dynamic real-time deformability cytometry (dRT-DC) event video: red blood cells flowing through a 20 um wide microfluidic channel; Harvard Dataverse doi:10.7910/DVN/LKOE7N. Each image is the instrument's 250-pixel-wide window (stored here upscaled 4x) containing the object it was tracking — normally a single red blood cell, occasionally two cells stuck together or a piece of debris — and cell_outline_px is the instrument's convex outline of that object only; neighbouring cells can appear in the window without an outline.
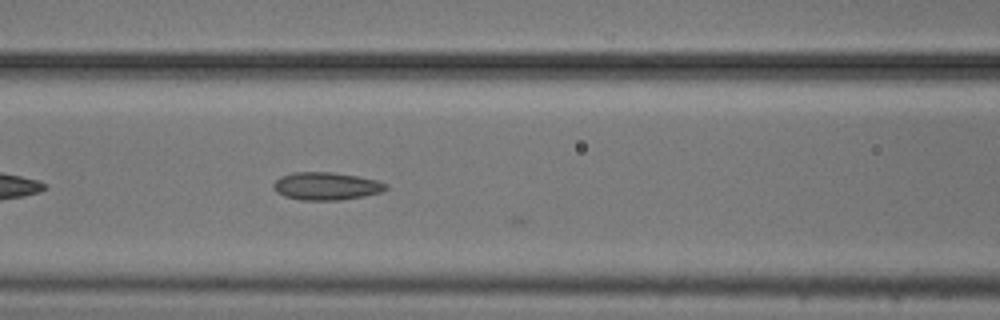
{"species": "common noctule bat (a hibernating species)", "species_latin": "Nyctalus noctula", "temperature_condition": "cold", "stored_images_in_passage": 11, "camera_frame_rate_fps": 3000, "um_per_image_px": 0.085, "animal": {"sex": "male", "body_mass_g": 20.5, "forearm_length_mm": 52.5}, "frame": {"image": 1, "passage_image": 9, "time_ms": 2.667, "image_size_px": [1000, 320], "cell_outline_px": [[388, 188], [380, 192], [364, 196], [340, 200], [300, 200], [284, 196], [276, 192], [272, 184], [280, 176], [292, 172], [332, 172], [356, 176], [376, 180], [388, 184]], "centroid_in_image_um": [27.7, 15.82], "position_along_channel_um": 138.9, "area_um2": 18.21}}